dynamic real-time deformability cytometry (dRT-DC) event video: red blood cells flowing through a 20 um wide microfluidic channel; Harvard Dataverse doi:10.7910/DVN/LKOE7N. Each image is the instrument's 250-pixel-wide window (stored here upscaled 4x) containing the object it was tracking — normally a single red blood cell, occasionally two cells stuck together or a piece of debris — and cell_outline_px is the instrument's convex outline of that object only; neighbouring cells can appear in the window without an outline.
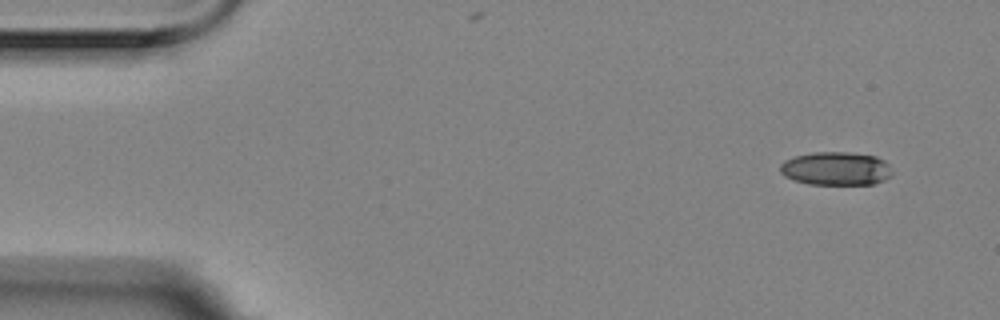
{"species": "Egyptian fruit bat (a non-hibernating species)", "species_latin": "Rousettus aegyptiacus", "temperature_condition": "room temperature", "stored_images_in_passage": 5, "segment_of_instrument_passage": [2, 2], "camera_frame_rate_fps": 3000, "um_per_image_px": 0.085, "animal": {"sex": "female"}, "frame": {"image": 1, "passage_image": 5, "time_ms": 1.333, "image_size_px": [1000, 320], "cell_outline_px": [[892, 176], [884, 180], [872, 184], [808, 184], [784, 176], [780, 172], [780, 164], [784, 160], [796, 156], [812, 152], [852, 152], [876, 156], [884, 160], [888, 164], [892, 172]], "centroid_in_image_um": [71.07, 14.32], "position_along_channel_um": 13.9, "area_um2": 21.91}}